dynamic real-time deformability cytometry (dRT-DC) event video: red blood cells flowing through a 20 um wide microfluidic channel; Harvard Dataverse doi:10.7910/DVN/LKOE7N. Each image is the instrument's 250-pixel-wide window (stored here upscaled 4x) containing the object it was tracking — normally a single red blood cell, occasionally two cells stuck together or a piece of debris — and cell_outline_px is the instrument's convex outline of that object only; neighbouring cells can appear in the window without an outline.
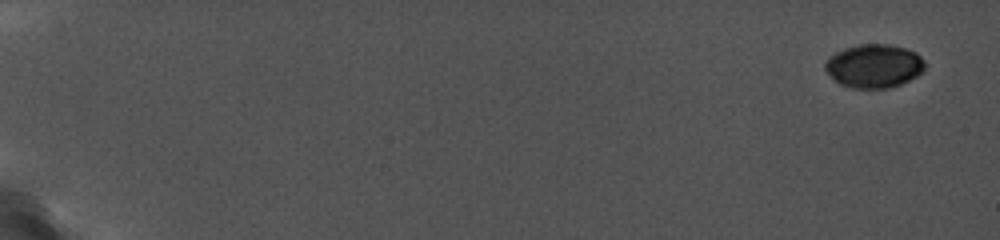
{"species": "common noctule bat (a hibernating species)", "species_latin": "Nyctalus noctula", "temperature_condition": "cold", "stored_images_in_passage": 16, "camera_frame_rate_fps": 5000, "um_per_image_px": 0.085, "animal": {"sex": "female", "body_mass_g": 19.0, "forearm_length_mm": 56.7}, "frame": {"image": 1, "passage_image": 1, "time_ms": 0.0, "image_size_px": [1000, 240], "cell_outline_px": [[928, 64], [916, 76], [892, 88], [852, 88], [840, 84], [824, 68], [824, 64], [828, 56], [844, 48], [856, 44], [888, 44], [904, 48], [916, 52]], "centroid_in_image_um": [74.29, 5.6], "position_along_channel_um": 10.7, "area_um2": 25.37}}
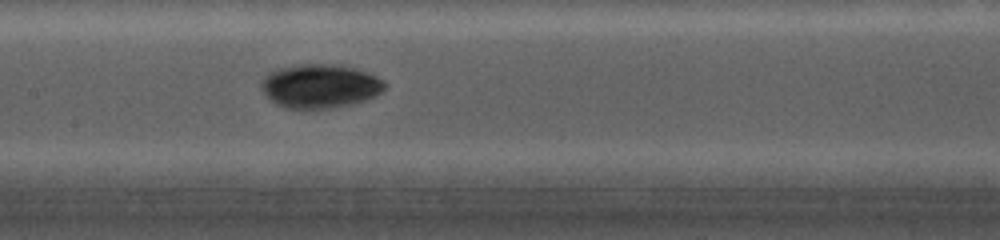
{"frame": {"image": 2, "passage_image": 10, "time_ms": 9.8, "image_size_px": [1000, 240], "cell_outline_px": [[384, 88], [380, 92], [364, 100], [352, 104], [332, 108], [284, 108], [276, 104], [264, 92], [264, 80], [268, 72], [280, 68], [300, 64], [332, 64], [352, 68], [376, 76], [384, 84]], "centroid_in_image_um": [27.18, 7.32], "position_along_channel_um": 180.2, "area_um2": 30.69}}
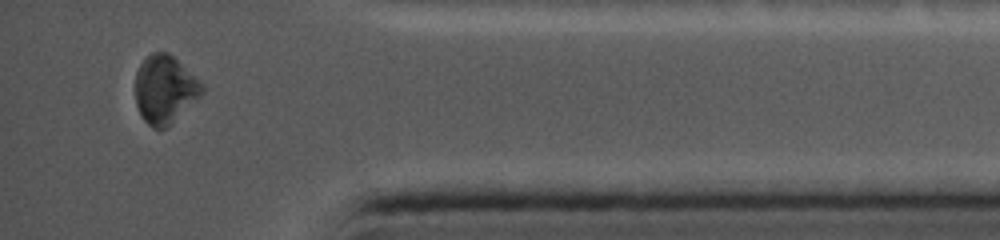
{"frame": {"image": 3, "passage_image": 16, "time_ms": 16.4, "image_size_px": [1000, 240], "cell_outline_px": [[204, 92], [168, 128], [152, 128], [140, 116], [136, 104], [136, 72], [140, 64], [152, 52], [168, 52], [200, 80], [204, 88]], "centroid_in_image_um": [14.01, 7.62], "position_along_channel_um": 421.2, "area_um2": 26.47}, "authors_computed_cell_mechanics": {"area_um2": 26.8481, "velocity_mm_per_s": 3.7795, "shape_relaxation_time_tau1_ms": 1.0819, "shape_relaxation_time_tau2_ms": 7.1726, "deformation_change_tau1": 0.0692, "deformation_change_tau2": 0.0765}}